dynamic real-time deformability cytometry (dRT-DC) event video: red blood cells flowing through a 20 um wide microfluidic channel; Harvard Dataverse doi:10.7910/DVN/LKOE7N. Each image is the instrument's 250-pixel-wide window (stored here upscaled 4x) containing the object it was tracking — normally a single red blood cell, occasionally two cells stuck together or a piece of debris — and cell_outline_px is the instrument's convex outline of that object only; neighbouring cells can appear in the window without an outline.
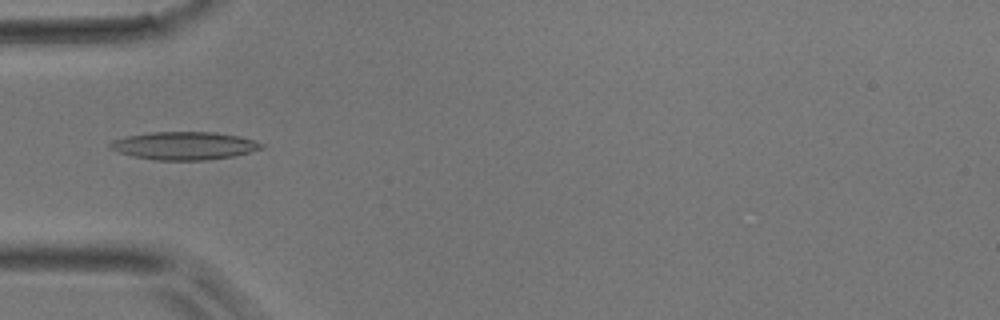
{"species": "common noctule bat (a hibernating species)", "species_latin": "Nyctalus noctula", "temperature_condition": "room temperature", "stored_images_in_passage": 36, "camera_frame_rate_fps": 3000, "um_per_image_px": 0.085, "animal": {"sex": "male", "body_mass_g": 17.9}, "frame": {"image": 1, "passage_image": 4, "time_ms": 1.0, "image_size_px": [1000, 320], "cell_outline_px": [[264, 148], [236, 156], [204, 160], [156, 160], [132, 156], [108, 148], [108, 144], [112, 140], [128, 136], [152, 132], [216, 132], [240, 136], [256, 140], [264, 144]], "centroid_in_image_um": [15.7, 12.38], "position_along_channel_um": 69.3, "area_um2": 24.8}}
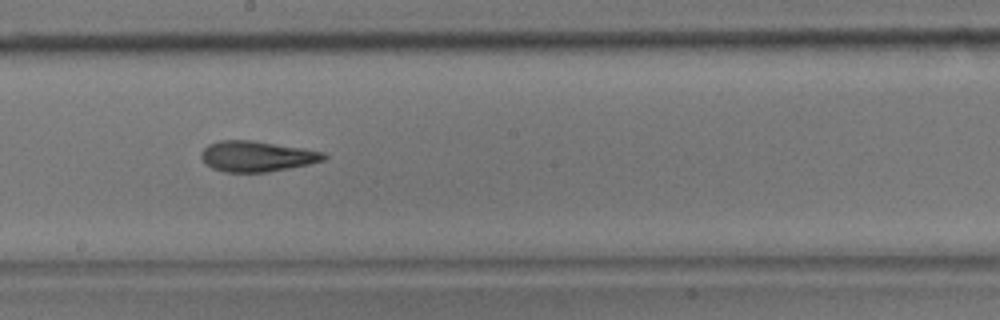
{"frame": {"image": 2, "passage_image": 15, "time_ms": 4.667, "image_size_px": [1000, 320], "cell_outline_px": [[328, 156], [324, 160], [308, 164], [268, 172], [224, 172], [212, 168], [204, 164], [200, 156], [200, 152], [208, 144], [220, 140], [252, 140], [304, 148], [324, 152]], "centroid_in_image_um": [21.79, 13.28], "position_along_channel_um": 226.4, "area_um2": 22.02}}
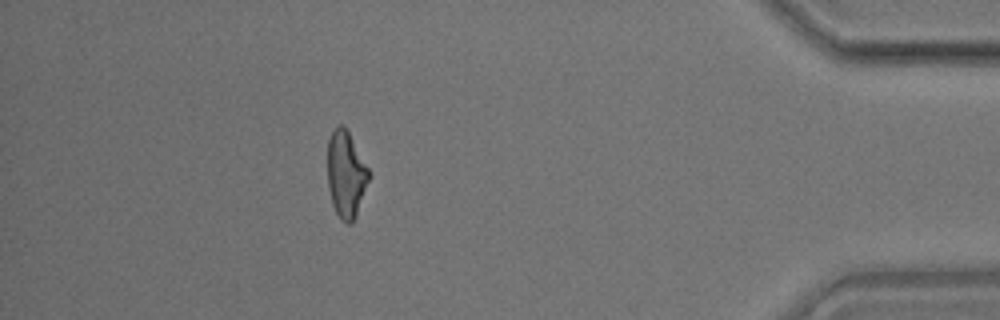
{"frame": {"image": 3, "passage_image": 31, "time_ms": 10.0, "image_size_px": [1000, 320], "cell_outline_px": [[372, 176], [356, 216], [352, 224], [348, 224], [340, 220], [332, 204], [328, 188], [328, 140], [336, 124], [344, 124], [368, 168]], "centroid_in_image_um": [29.42, 14.84], "position_along_channel_um": 405.8, "area_um2": 21.15}}